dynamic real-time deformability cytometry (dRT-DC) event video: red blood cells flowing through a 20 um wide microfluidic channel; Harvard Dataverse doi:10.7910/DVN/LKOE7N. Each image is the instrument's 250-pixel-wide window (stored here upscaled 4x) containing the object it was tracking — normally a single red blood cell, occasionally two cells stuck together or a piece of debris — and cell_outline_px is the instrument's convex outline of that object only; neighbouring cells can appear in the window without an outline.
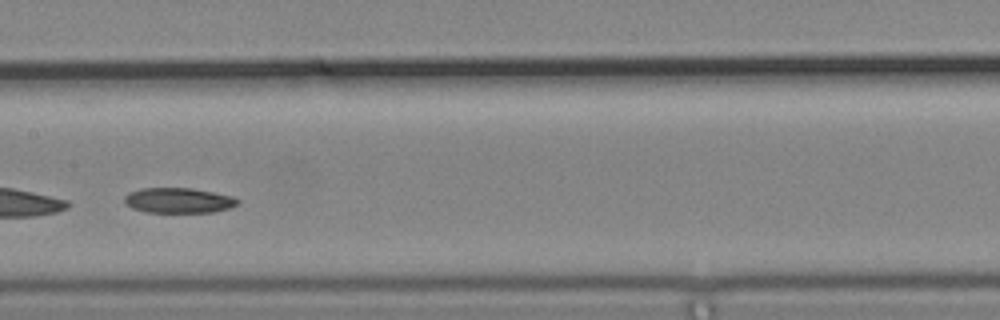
{"species": "common noctule bat (a hibernating species)", "species_latin": "Nyctalus noctula", "temperature_condition": "cold", "stored_images_in_passage": 49, "segment_of_instrument_passage": [2, 2], "camera_frame_rate_fps": 3000, "um_per_image_px": 0.085, "animal": {"sex": "male", "body_mass_g": 19.2, "forearm_length_mm": 51.8}, "frame": {"image": 1, "passage_image": 23, "time_ms": 7.333, "image_size_px": [1000, 320], "cell_outline_px": [[240, 200], [232, 208], [212, 212], [144, 212], [132, 208], [124, 204], [124, 196], [128, 192], [140, 188], [192, 188], [232, 196]], "centroid_in_image_um": [15.13, 17.03], "position_along_channel_um": 192.3, "area_um2": 16.76}}